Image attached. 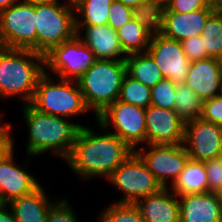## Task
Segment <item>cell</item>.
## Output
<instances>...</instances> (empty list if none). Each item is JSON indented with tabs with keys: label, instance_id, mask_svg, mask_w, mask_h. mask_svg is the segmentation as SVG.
I'll use <instances>...</instances> for the list:
<instances>
[{
	"label": "cell",
	"instance_id": "484cf974",
	"mask_svg": "<svg viewBox=\"0 0 222 222\" xmlns=\"http://www.w3.org/2000/svg\"><path fill=\"white\" fill-rule=\"evenodd\" d=\"M114 0H76L74 4L75 25H106L108 13Z\"/></svg>",
	"mask_w": 222,
	"mask_h": 222
},
{
	"label": "cell",
	"instance_id": "ffe728a7",
	"mask_svg": "<svg viewBox=\"0 0 222 222\" xmlns=\"http://www.w3.org/2000/svg\"><path fill=\"white\" fill-rule=\"evenodd\" d=\"M217 8H203L189 13L170 12L166 9L162 35L182 41L201 35L209 16Z\"/></svg>",
	"mask_w": 222,
	"mask_h": 222
},
{
	"label": "cell",
	"instance_id": "9c48e42d",
	"mask_svg": "<svg viewBox=\"0 0 222 222\" xmlns=\"http://www.w3.org/2000/svg\"><path fill=\"white\" fill-rule=\"evenodd\" d=\"M35 6L19 0L0 12V47L36 52Z\"/></svg>",
	"mask_w": 222,
	"mask_h": 222
},
{
	"label": "cell",
	"instance_id": "7a4b0ae2",
	"mask_svg": "<svg viewBox=\"0 0 222 222\" xmlns=\"http://www.w3.org/2000/svg\"><path fill=\"white\" fill-rule=\"evenodd\" d=\"M23 113L28 126L27 154L41 155L48 150L66 160L73 149L78 131L83 125L66 121V118L45 114L34 109L30 104L23 106Z\"/></svg>",
	"mask_w": 222,
	"mask_h": 222
},
{
	"label": "cell",
	"instance_id": "44dd1931",
	"mask_svg": "<svg viewBox=\"0 0 222 222\" xmlns=\"http://www.w3.org/2000/svg\"><path fill=\"white\" fill-rule=\"evenodd\" d=\"M41 185L33 192L9 202L17 222H47L50 207L54 204L48 199Z\"/></svg>",
	"mask_w": 222,
	"mask_h": 222
},
{
	"label": "cell",
	"instance_id": "f6af8a7d",
	"mask_svg": "<svg viewBox=\"0 0 222 222\" xmlns=\"http://www.w3.org/2000/svg\"><path fill=\"white\" fill-rule=\"evenodd\" d=\"M219 196H220V201L222 203V189L218 192Z\"/></svg>",
	"mask_w": 222,
	"mask_h": 222
},
{
	"label": "cell",
	"instance_id": "f546056e",
	"mask_svg": "<svg viewBox=\"0 0 222 222\" xmlns=\"http://www.w3.org/2000/svg\"><path fill=\"white\" fill-rule=\"evenodd\" d=\"M99 215L100 222H145L134 203L116 202Z\"/></svg>",
	"mask_w": 222,
	"mask_h": 222
},
{
	"label": "cell",
	"instance_id": "d6986e66",
	"mask_svg": "<svg viewBox=\"0 0 222 222\" xmlns=\"http://www.w3.org/2000/svg\"><path fill=\"white\" fill-rule=\"evenodd\" d=\"M134 204L145 222H180L178 196L168 187L139 199Z\"/></svg>",
	"mask_w": 222,
	"mask_h": 222
},
{
	"label": "cell",
	"instance_id": "bcb514c9",
	"mask_svg": "<svg viewBox=\"0 0 222 222\" xmlns=\"http://www.w3.org/2000/svg\"><path fill=\"white\" fill-rule=\"evenodd\" d=\"M67 1H69V2H71V3H74L76 0H67Z\"/></svg>",
	"mask_w": 222,
	"mask_h": 222
},
{
	"label": "cell",
	"instance_id": "5b68a950",
	"mask_svg": "<svg viewBox=\"0 0 222 222\" xmlns=\"http://www.w3.org/2000/svg\"><path fill=\"white\" fill-rule=\"evenodd\" d=\"M59 80L54 83L45 70L29 104L39 112L63 118L89 111L77 81Z\"/></svg>",
	"mask_w": 222,
	"mask_h": 222
},
{
	"label": "cell",
	"instance_id": "e0dca14e",
	"mask_svg": "<svg viewBox=\"0 0 222 222\" xmlns=\"http://www.w3.org/2000/svg\"><path fill=\"white\" fill-rule=\"evenodd\" d=\"M180 222H222V203L218 193L178 196Z\"/></svg>",
	"mask_w": 222,
	"mask_h": 222
},
{
	"label": "cell",
	"instance_id": "6da1fadb",
	"mask_svg": "<svg viewBox=\"0 0 222 222\" xmlns=\"http://www.w3.org/2000/svg\"><path fill=\"white\" fill-rule=\"evenodd\" d=\"M134 152L115 134H95L93 129L83 126L66 162L84 180L96 176L108 178Z\"/></svg>",
	"mask_w": 222,
	"mask_h": 222
},
{
	"label": "cell",
	"instance_id": "f1b7e54d",
	"mask_svg": "<svg viewBox=\"0 0 222 222\" xmlns=\"http://www.w3.org/2000/svg\"><path fill=\"white\" fill-rule=\"evenodd\" d=\"M118 100L146 109L151 105V88L126 73L122 80Z\"/></svg>",
	"mask_w": 222,
	"mask_h": 222
},
{
	"label": "cell",
	"instance_id": "83f0119b",
	"mask_svg": "<svg viewBox=\"0 0 222 222\" xmlns=\"http://www.w3.org/2000/svg\"><path fill=\"white\" fill-rule=\"evenodd\" d=\"M208 58L218 59L222 54V10L216 9L207 19L201 33Z\"/></svg>",
	"mask_w": 222,
	"mask_h": 222
},
{
	"label": "cell",
	"instance_id": "cb8c5ba5",
	"mask_svg": "<svg viewBox=\"0 0 222 222\" xmlns=\"http://www.w3.org/2000/svg\"><path fill=\"white\" fill-rule=\"evenodd\" d=\"M167 6L161 0H146L132 8V18L143 26L152 36L164 30Z\"/></svg>",
	"mask_w": 222,
	"mask_h": 222
},
{
	"label": "cell",
	"instance_id": "9a60e30c",
	"mask_svg": "<svg viewBox=\"0 0 222 222\" xmlns=\"http://www.w3.org/2000/svg\"><path fill=\"white\" fill-rule=\"evenodd\" d=\"M13 150L0 160V201L8 204L12 200L33 192L41 184L25 168L14 162Z\"/></svg>",
	"mask_w": 222,
	"mask_h": 222
},
{
	"label": "cell",
	"instance_id": "277c9868",
	"mask_svg": "<svg viewBox=\"0 0 222 222\" xmlns=\"http://www.w3.org/2000/svg\"><path fill=\"white\" fill-rule=\"evenodd\" d=\"M126 63L122 60H97L77 80L88 109L97 117L108 106L118 100Z\"/></svg>",
	"mask_w": 222,
	"mask_h": 222
},
{
	"label": "cell",
	"instance_id": "52a82bcc",
	"mask_svg": "<svg viewBox=\"0 0 222 222\" xmlns=\"http://www.w3.org/2000/svg\"><path fill=\"white\" fill-rule=\"evenodd\" d=\"M97 61L93 51L76 34L44 55L45 70L57 75V79L77 81Z\"/></svg>",
	"mask_w": 222,
	"mask_h": 222
},
{
	"label": "cell",
	"instance_id": "2e32d148",
	"mask_svg": "<svg viewBox=\"0 0 222 222\" xmlns=\"http://www.w3.org/2000/svg\"><path fill=\"white\" fill-rule=\"evenodd\" d=\"M75 26L77 35L93 51L97 60L125 61L127 54L123 51L117 30H114L108 24ZM83 28L84 39L81 35ZM118 56H120V58Z\"/></svg>",
	"mask_w": 222,
	"mask_h": 222
},
{
	"label": "cell",
	"instance_id": "d590c367",
	"mask_svg": "<svg viewBox=\"0 0 222 222\" xmlns=\"http://www.w3.org/2000/svg\"><path fill=\"white\" fill-rule=\"evenodd\" d=\"M181 45L190 62L208 58L201 35L184 39L181 41Z\"/></svg>",
	"mask_w": 222,
	"mask_h": 222
},
{
	"label": "cell",
	"instance_id": "ab89813d",
	"mask_svg": "<svg viewBox=\"0 0 222 222\" xmlns=\"http://www.w3.org/2000/svg\"><path fill=\"white\" fill-rule=\"evenodd\" d=\"M56 1H59V0H22V2L27 3V4H31L33 6L42 5V4H49V3L56 2Z\"/></svg>",
	"mask_w": 222,
	"mask_h": 222
},
{
	"label": "cell",
	"instance_id": "4316f807",
	"mask_svg": "<svg viewBox=\"0 0 222 222\" xmlns=\"http://www.w3.org/2000/svg\"><path fill=\"white\" fill-rule=\"evenodd\" d=\"M173 98L174 111L184 123L201 118L203 101L185 83L177 84Z\"/></svg>",
	"mask_w": 222,
	"mask_h": 222
},
{
	"label": "cell",
	"instance_id": "3957f363",
	"mask_svg": "<svg viewBox=\"0 0 222 222\" xmlns=\"http://www.w3.org/2000/svg\"><path fill=\"white\" fill-rule=\"evenodd\" d=\"M45 73L44 56L27 49L0 47V98L21 95L24 105L34 96Z\"/></svg>",
	"mask_w": 222,
	"mask_h": 222
},
{
	"label": "cell",
	"instance_id": "7c38bea8",
	"mask_svg": "<svg viewBox=\"0 0 222 222\" xmlns=\"http://www.w3.org/2000/svg\"><path fill=\"white\" fill-rule=\"evenodd\" d=\"M183 145L191 160L204 162L222 156V127L201 118L184 123Z\"/></svg>",
	"mask_w": 222,
	"mask_h": 222
},
{
	"label": "cell",
	"instance_id": "b9f144b4",
	"mask_svg": "<svg viewBox=\"0 0 222 222\" xmlns=\"http://www.w3.org/2000/svg\"><path fill=\"white\" fill-rule=\"evenodd\" d=\"M116 1L122 2L124 5L130 8H134L135 6L141 4L143 1L146 0H116Z\"/></svg>",
	"mask_w": 222,
	"mask_h": 222
},
{
	"label": "cell",
	"instance_id": "603a6c76",
	"mask_svg": "<svg viewBox=\"0 0 222 222\" xmlns=\"http://www.w3.org/2000/svg\"><path fill=\"white\" fill-rule=\"evenodd\" d=\"M126 73L147 87H154L164 77L154 59L147 53L126 56Z\"/></svg>",
	"mask_w": 222,
	"mask_h": 222
},
{
	"label": "cell",
	"instance_id": "836d02e7",
	"mask_svg": "<svg viewBox=\"0 0 222 222\" xmlns=\"http://www.w3.org/2000/svg\"><path fill=\"white\" fill-rule=\"evenodd\" d=\"M201 119L222 127V94L203 101Z\"/></svg>",
	"mask_w": 222,
	"mask_h": 222
},
{
	"label": "cell",
	"instance_id": "8fae6325",
	"mask_svg": "<svg viewBox=\"0 0 222 222\" xmlns=\"http://www.w3.org/2000/svg\"><path fill=\"white\" fill-rule=\"evenodd\" d=\"M149 151L141 147L135 152L147 165L149 171L155 176L163 188L171 178V185L184 170L190 157L183 144H148Z\"/></svg>",
	"mask_w": 222,
	"mask_h": 222
},
{
	"label": "cell",
	"instance_id": "8d00e7d4",
	"mask_svg": "<svg viewBox=\"0 0 222 222\" xmlns=\"http://www.w3.org/2000/svg\"><path fill=\"white\" fill-rule=\"evenodd\" d=\"M170 12L189 13L203 8H216L209 5L205 0H168L166 3Z\"/></svg>",
	"mask_w": 222,
	"mask_h": 222
},
{
	"label": "cell",
	"instance_id": "7402d4cb",
	"mask_svg": "<svg viewBox=\"0 0 222 222\" xmlns=\"http://www.w3.org/2000/svg\"><path fill=\"white\" fill-rule=\"evenodd\" d=\"M171 186V190L177 196L207 193L208 175L204 162L189 159L184 170Z\"/></svg>",
	"mask_w": 222,
	"mask_h": 222
},
{
	"label": "cell",
	"instance_id": "d4e9b609",
	"mask_svg": "<svg viewBox=\"0 0 222 222\" xmlns=\"http://www.w3.org/2000/svg\"><path fill=\"white\" fill-rule=\"evenodd\" d=\"M117 35L127 55L145 53L152 38V35L133 18L117 29Z\"/></svg>",
	"mask_w": 222,
	"mask_h": 222
},
{
	"label": "cell",
	"instance_id": "4fadbf2b",
	"mask_svg": "<svg viewBox=\"0 0 222 222\" xmlns=\"http://www.w3.org/2000/svg\"><path fill=\"white\" fill-rule=\"evenodd\" d=\"M160 68L164 78L175 84L185 83L191 62L185 55L181 42L164 35H154L146 51Z\"/></svg>",
	"mask_w": 222,
	"mask_h": 222
},
{
	"label": "cell",
	"instance_id": "74e56055",
	"mask_svg": "<svg viewBox=\"0 0 222 222\" xmlns=\"http://www.w3.org/2000/svg\"><path fill=\"white\" fill-rule=\"evenodd\" d=\"M10 130L11 123L6 122L2 125L0 119V160L14 149Z\"/></svg>",
	"mask_w": 222,
	"mask_h": 222
},
{
	"label": "cell",
	"instance_id": "8992f818",
	"mask_svg": "<svg viewBox=\"0 0 222 222\" xmlns=\"http://www.w3.org/2000/svg\"><path fill=\"white\" fill-rule=\"evenodd\" d=\"M73 10L69 1L35 5L36 53L44 56L77 34Z\"/></svg>",
	"mask_w": 222,
	"mask_h": 222
},
{
	"label": "cell",
	"instance_id": "1f68e13d",
	"mask_svg": "<svg viewBox=\"0 0 222 222\" xmlns=\"http://www.w3.org/2000/svg\"><path fill=\"white\" fill-rule=\"evenodd\" d=\"M208 175V192L218 193L222 189V156L204 161Z\"/></svg>",
	"mask_w": 222,
	"mask_h": 222
},
{
	"label": "cell",
	"instance_id": "ee69618b",
	"mask_svg": "<svg viewBox=\"0 0 222 222\" xmlns=\"http://www.w3.org/2000/svg\"><path fill=\"white\" fill-rule=\"evenodd\" d=\"M218 61H219V66H220V69H221V72H222V54L218 58Z\"/></svg>",
	"mask_w": 222,
	"mask_h": 222
},
{
	"label": "cell",
	"instance_id": "ac0fdd59",
	"mask_svg": "<svg viewBox=\"0 0 222 222\" xmlns=\"http://www.w3.org/2000/svg\"><path fill=\"white\" fill-rule=\"evenodd\" d=\"M185 84L202 101L221 94L222 72L218 59L209 57L191 62Z\"/></svg>",
	"mask_w": 222,
	"mask_h": 222
},
{
	"label": "cell",
	"instance_id": "60d3db41",
	"mask_svg": "<svg viewBox=\"0 0 222 222\" xmlns=\"http://www.w3.org/2000/svg\"><path fill=\"white\" fill-rule=\"evenodd\" d=\"M18 0H0V12L14 5Z\"/></svg>",
	"mask_w": 222,
	"mask_h": 222
},
{
	"label": "cell",
	"instance_id": "ba28073f",
	"mask_svg": "<svg viewBox=\"0 0 222 222\" xmlns=\"http://www.w3.org/2000/svg\"><path fill=\"white\" fill-rule=\"evenodd\" d=\"M107 179L124 193L123 198L118 201L120 203H135L163 188L136 152L121 163Z\"/></svg>",
	"mask_w": 222,
	"mask_h": 222
},
{
	"label": "cell",
	"instance_id": "e575fe53",
	"mask_svg": "<svg viewBox=\"0 0 222 222\" xmlns=\"http://www.w3.org/2000/svg\"><path fill=\"white\" fill-rule=\"evenodd\" d=\"M47 222H78L67 199L55 202L49 209Z\"/></svg>",
	"mask_w": 222,
	"mask_h": 222
},
{
	"label": "cell",
	"instance_id": "30bf717a",
	"mask_svg": "<svg viewBox=\"0 0 222 222\" xmlns=\"http://www.w3.org/2000/svg\"><path fill=\"white\" fill-rule=\"evenodd\" d=\"M98 126L107 129L112 124L115 134L133 151L146 143L145 109L116 100L96 117Z\"/></svg>",
	"mask_w": 222,
	"mask_h": 222
},
{
	"label": "cell",
	"instance_id": "d6a6232c",
	"mask_svg": "<svg viewBox=\"0 0 222 222\" xmlns=\"http://www.w3.org/2000/svg\"><path fill=\"white\" fill-rule=\"evenodd\" d=\"M132 18V8L114 0L108 13V25L117 30Z\"/></svg>",
	"mask_w": 222,
	"mask_h": 222
},
{
	"label": "cell",
	"instance_id": "5bb4252c",
	"mask_svg": "<svg viewBox=\"0 0 222 222\" xmlns=\"http://www.w3.org/2000/svg\"><path fill=\"white\" fill-rule=\"evenodd\" d=\"M146 143L174 144L184 142V122L177 112L150 105L145 109Z\"/></svg>",
	"mask_w": 222,
	"mask_h": 222
},
{
	"label": "cell",
	"instance_id": "f35d334b",
	"mask_svg": "<svg viewBox=\"0 0 222 222\" xmlns=\"http://www.w3.org/2000/svg\"><path fill=\"white\" fill-rule=\"evenodd\" d=\"M8 204L0 205V222H17L15 216L13 215L12 210L8 212Z\"/></svg>",
	"mask_w": 222,
	"mask_h": 222
},
{
	"label": "cell",
	"instance_id": "7bdbcfd3",
	"mask_svg": "<svg viewBox=\"0 0 222 222\" xmlns=\"http://www.w3.org/2000/svg\"><path fill=\"white\" fill-rule=\"evenodd\" d=\"M209 5L219 9L222 6V0H205Z\"/></svg>",
	"mask_w": 222,
	"mask_h": 222
},
{
	"label": "cell",
	"instance_id": "4dcf8cb0",
	"mask_svg": "<svg viewBox=\"0 0 222 222\" xmlns=\"http://www.w3.org/2000/svg\"><path fill=\"white\" fill-rule=\"evenodd\" d=\"M177 84L168 78H163L151 88V105L158 108L174 110L175 99L173 98Z\"/></svg>",
	"mask_w": 222,
	"mask_h": 222
}]
</instances>
